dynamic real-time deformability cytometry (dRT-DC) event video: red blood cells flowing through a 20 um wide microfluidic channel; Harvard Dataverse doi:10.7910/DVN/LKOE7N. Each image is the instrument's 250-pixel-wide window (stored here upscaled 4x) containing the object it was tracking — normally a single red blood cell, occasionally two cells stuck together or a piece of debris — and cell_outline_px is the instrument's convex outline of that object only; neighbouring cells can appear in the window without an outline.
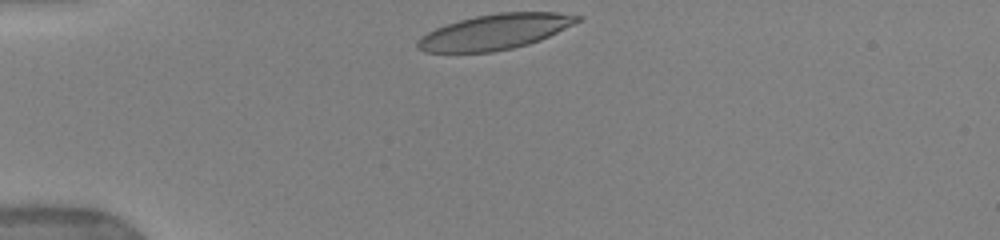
{"species": "human", "species_latin": "Homo sapiens", "temperature_condition": "warm", "stored_images_in_passage": 26, "camera_frame_rate_fps": 3000, "um_per_image_px": 0.085, "donor": {"sex": "female"}, "frame": {"image": 1, "passage_image": 1, "time_ms": 0.0, "image_size_px": [1000, 240], "cell_outline_px": [[584, 16], [580, 20], [540, 40], [528, 44], [512, 48], [492, 52], [424, 52], [416, 48], [416, 40], [420, 36], [436, 28], [460, 20], [476, 16], [500, 12], [556, 12]], "centroid_in_image_um": [42.03, 2.71], "position_along_channel_um": 43.0, "area_um2": 32.66}}
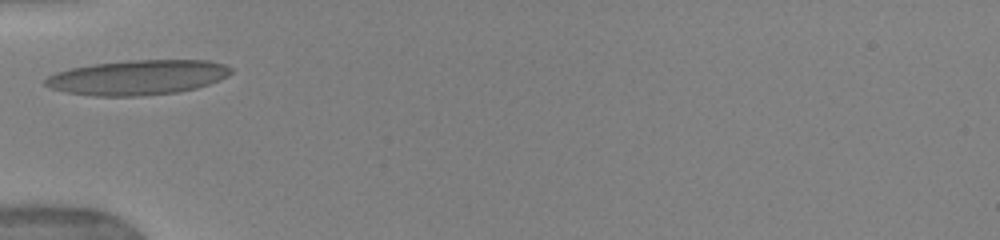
{"frame": {"image": 2, "passage_image": 4, "time_ms": 1.667, "image_size_px": [1000, 240], "cell_outline_px": [[232, 72], [228, 76], [220, 80], [196, 88], [180, 92], [140, 96], [96, 96], [64, 92], [52, 88], [44, 84], [44, 80], [48, 76], [56, 72], [72, 68], [92, 64], [132, 60], [208, 60], [224, 64], [232, 68]], "centroid_in_image_um": [11.72, 6.58], "position_along_channel_um": 73.3, "area_um2": 37.8}, "authors_computed_cell_mechanics": {"area_um2": 33.2061, "velocity_mm_per_s": 3.9294, "shape_relaxation_time_tau1_ms": 2.8633, "shape_relaxation_time_tau2_ms": null, "deformation_change_tau1": 0.1676, "deformation_change_tau2": null}}